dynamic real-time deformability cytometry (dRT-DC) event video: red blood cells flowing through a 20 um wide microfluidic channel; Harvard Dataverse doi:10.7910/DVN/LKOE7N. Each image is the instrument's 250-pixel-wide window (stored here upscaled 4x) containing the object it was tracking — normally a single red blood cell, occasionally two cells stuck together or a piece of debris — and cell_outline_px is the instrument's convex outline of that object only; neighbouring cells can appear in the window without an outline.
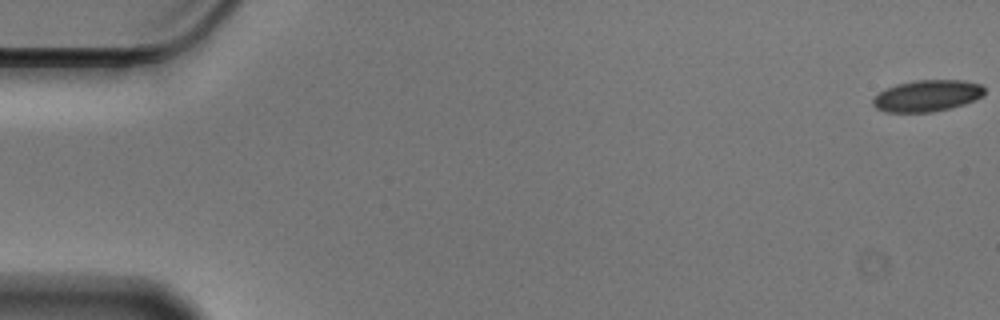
{"species": "Egyptian fruit bat (a non-hibernating species)", "species_latin": "Rousettus aegyptiacus", "temperature_condition": "cold", "stored_images_in_passage": 57, "camera_frame_rate_fps": 3000, "um_per_image_px": 0.085, "animal": {"sex": "male"}, "frame": {"image": 1, "passage_image": 1, "time_ms": 0.0, "image_size_px": [1000, 320], "cell_outline_px": [[984, 96], [964, 104], [932, 112], [884, 112], [876, 108], [872, 104], [872, 100], [880, 92], [896, 84], [916, 80], [964, 80], [980, 84], [984, 88]], "centroid_in_image_um": [78.81, 8.14], "position_along_channel_um": 6.2, "area_um2": 20.4}}
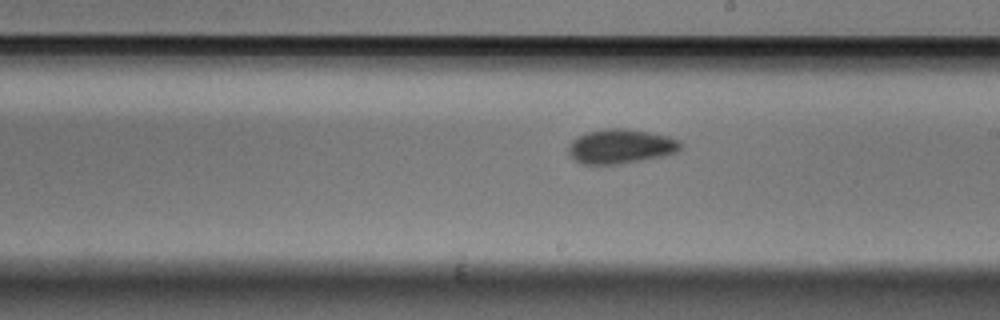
{"frame": {"image": 2, "passage_image": 33, "time_ms": 10.667, "image_size_px": [1000, 320], "cell_outline_px": [[680, 148], [676, 152], [660, 156], [620, 164], [584, 164], [576, 160], [568, 152], [568, 148], [572, 140], [588, 132], [608, 128], [624, 128], [668, 136], [676, 140], [680, 144]], "centroid_in_image_um": [52.72, 12.44], "position_along_channel_um": 236.3, "area_um2": 21.91}}
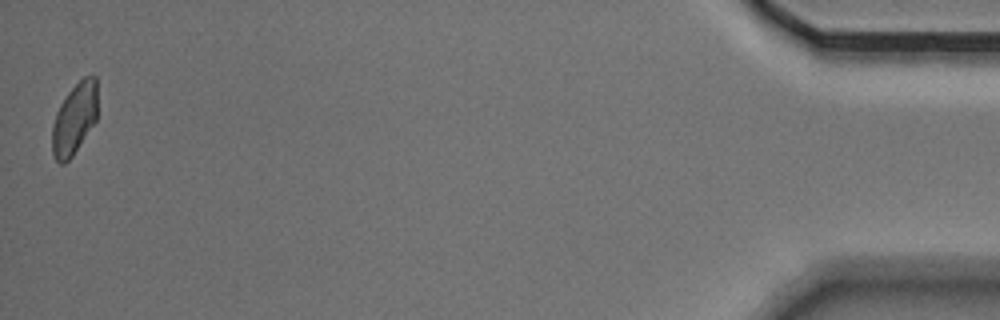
{"frame": {"image": 3, "passage_image": 57, "time_ms": 18.667, "image_size_px": [1000, 320], "cell_outline_px": [[96, 120], [72, 156], [64, 164], [60, 164], [56, 160], [52, 152], [52, 124], [56, 112], [60, 104], [68, 92], [84, 76], [96, 76]], "centroid_in_image_um": [6.3, 10.11], "position_along_channel_um": 428.9, "area_um2": 18.61}, "authors_computed_cell_mechanics": {"area_um2": 21.3282, "velocity_mm_per_s": 3.5419, "shape_relaxation_time_tau1_ms": 5.5775, "shape_relaxation_time_tau2_ms": 4.4031, "deformation_change_tau1": 0.1083, "deformation_change_tau2": 0.0888}}